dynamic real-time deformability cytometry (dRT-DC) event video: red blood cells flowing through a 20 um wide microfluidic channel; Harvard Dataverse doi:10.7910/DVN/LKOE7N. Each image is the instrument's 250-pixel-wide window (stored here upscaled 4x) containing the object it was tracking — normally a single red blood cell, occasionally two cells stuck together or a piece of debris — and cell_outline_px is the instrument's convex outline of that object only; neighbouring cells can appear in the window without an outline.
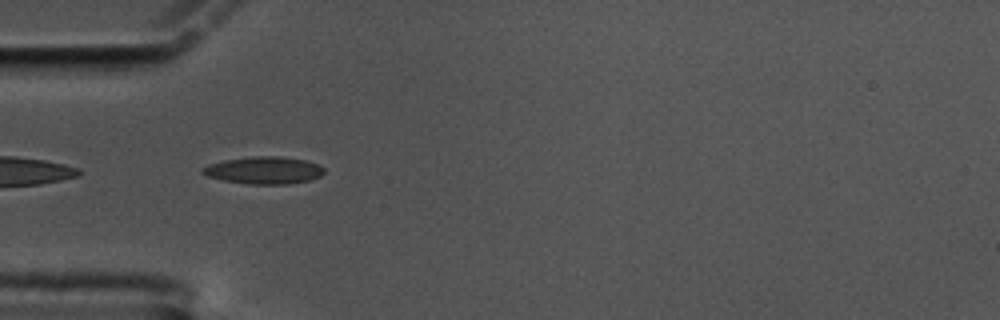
{"species": "common noctule bat (a hibernating species)", "species_latin": "Nyctalus noctula", "temperature_condition": "cold", "stored_images_in_passage": 43, "camera_frame_rate_fps": 3000, "um_per_image_px": 0.085, "animal": {"sex": "male", "body_mass_g": 17.5, "forearm_length_mm": 52.3}, "frame": {"image": 1, "passage_image": 2, "time_ms": 0.333, "image_size_px": [1000, 320], "cell_outline_px": [[324, 172], [320, 176], [308, 180], [288, 184], [248, 184], [224, 180], [208, 176], [200, 172], [208, 164], [224, 160], [256, 156], [280, 156], [304, 160], [316, 164], [324, 168]], "centroid_in_image_um": [22.43, 14.47], "position_along_channel_um": 62.6, "area_um2": 19.07}}
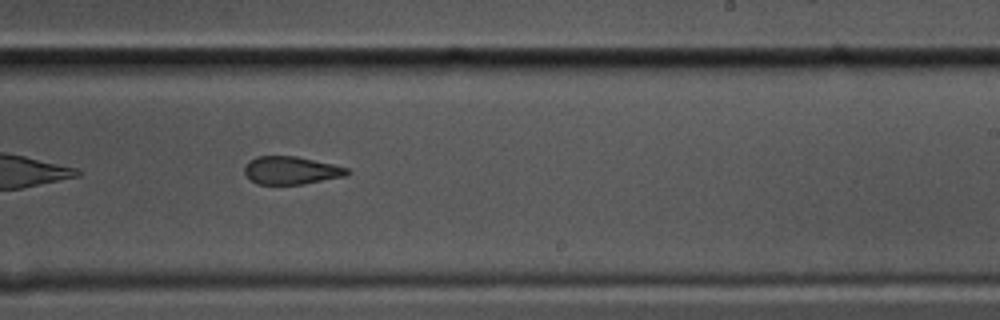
{"frame": {"image": 2, "passage_image": 20, "time_ms": 6.333, "image_size_px": [1000, 320], "cell_outline_px": [[352, 172], [348, 176], [304, 184], [256, 184], [244, 172], [244, 164], [248, 160], [256, 156], [296, 156], [332, 164], [348, 168]], "centroid_in_image_um": [24.76, 14.48], "position_along_channel_um": 264.2, "area_um2": 16.88}}
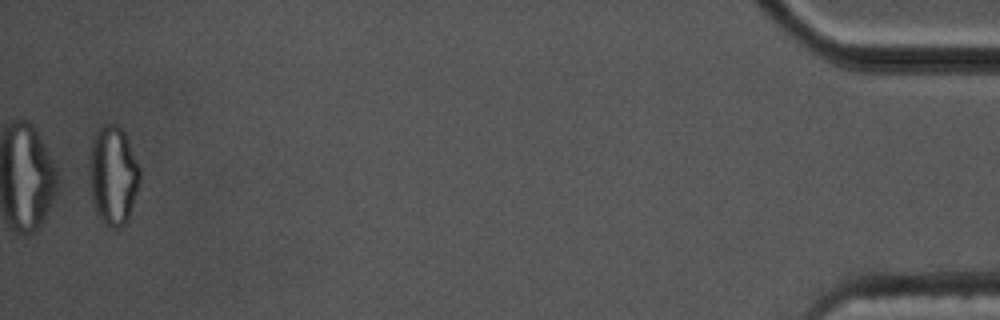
{"frame": {"image": 3, "passage_image": 42, "time_ms": 13.667, "image_size_px": [1000, 320], "cell_outline_px": [[140, 180], [128, 220], [120, 228], [112, 228], [104, 224], [96, 208], [92, 196], [88, 180], [88, 164], [92, 136], [104, 124], [116, 124], [124, 132], [140, 168]], "centroid_in_image_um": [9.59, 14.89], "position_along_channel_um": 425.6, "area_um2": 29.19}, "authors_computed_cell_mechanics": {"area_um2": 18.4382, "velocity_mm_per_s": 3.3863, "shape_relaxation_time_tau1_ms": null, "shape_relaxation_time_tau2_ms": 3.0545, "deformation_change_tau1": null, "deformation_change_tau2": 0.119}}